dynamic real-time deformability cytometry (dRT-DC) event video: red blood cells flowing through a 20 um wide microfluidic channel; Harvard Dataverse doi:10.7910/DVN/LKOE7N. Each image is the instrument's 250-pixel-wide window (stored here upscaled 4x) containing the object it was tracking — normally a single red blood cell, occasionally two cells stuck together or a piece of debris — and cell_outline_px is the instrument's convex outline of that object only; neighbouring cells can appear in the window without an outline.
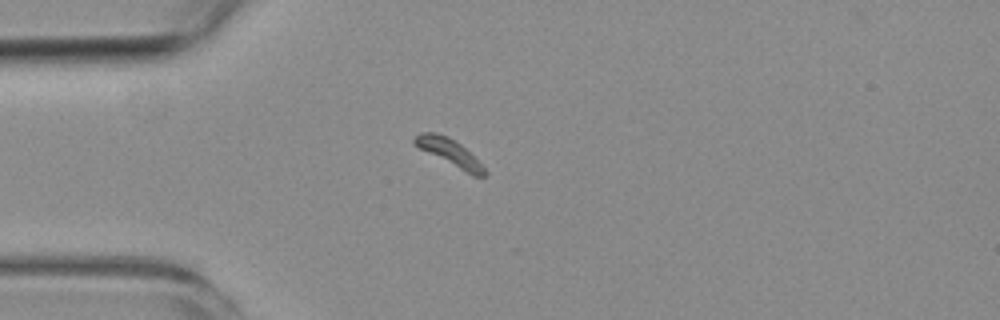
{"species": "common noctule bat (a hibernating species)", "species_latin": "Nyctalus noctula", "temperature_condition": "room temperature", "stored_images_in_passage": 6, "camera_frame_rate_fps": 3000, "um_per_image_px": 0.085, "animal": {"sex": "female", "body_mass_g": 19.3, "forearm_length_mm": 54.1}, "frame": {"image": 1, "passage_image": 1, "time_ms": 0.0, "image_size_px": [1000, 320], "cell_outline_px": [[488, 176], [472, 176], [420, 148], [412, 140], [420, 132], [436, 132], [448, 136], [460, 144], [488, 172]], "centroid_in_image_um": [38.22, 12.96], "position_along_channel_um": 46.8, "area_um2": 10.69}}
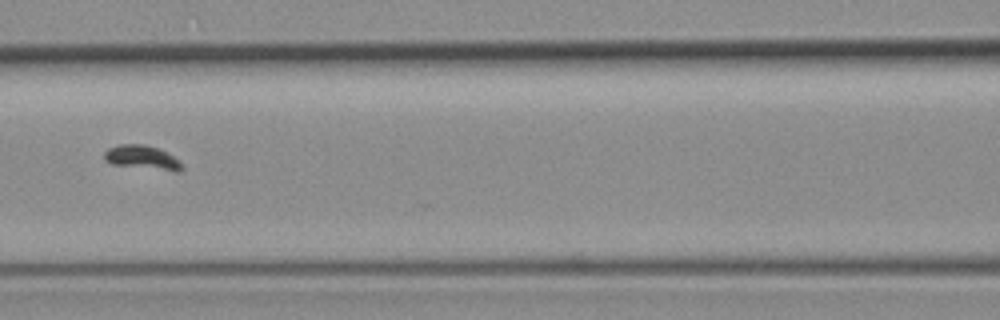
{"frame": {"image": 2, "passage_image": 4, "time_ms": 3.333, "image_size_px": [1000, 320], "cell_outline_px": [[184, 168], [180, 172], [176, 172], [112, 164], [104, 160], [104, 152], [108, 148], [120, 144], [144, 144], [156, 148], [172, 156]], "centroid_in_image_um": [12.04, 13.4], "position_along_channel_um": 154.6, "area_um2": 10.69}}
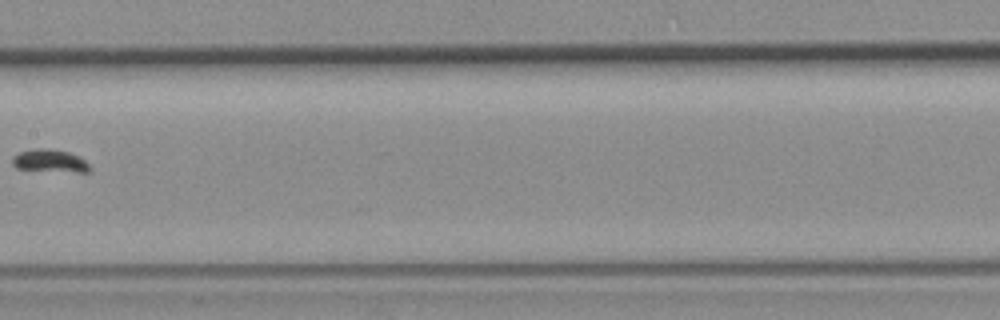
{"frame": {"image": 3, "passage_image": 5, "time_ms": 4.667, "image_size_px": [1000, 320], "cell_outline_px": [[92, 172], [76, 172], [16, 168], [12, 164], [12, 156], [20, 152], [40, 148], [44, 148], [68, 152], [80, 156], [92, 168]], "centroid_in_image_um": [4.28, 13.68], "position_along_channel_um": 203.1, "area_um2": 10.12}}